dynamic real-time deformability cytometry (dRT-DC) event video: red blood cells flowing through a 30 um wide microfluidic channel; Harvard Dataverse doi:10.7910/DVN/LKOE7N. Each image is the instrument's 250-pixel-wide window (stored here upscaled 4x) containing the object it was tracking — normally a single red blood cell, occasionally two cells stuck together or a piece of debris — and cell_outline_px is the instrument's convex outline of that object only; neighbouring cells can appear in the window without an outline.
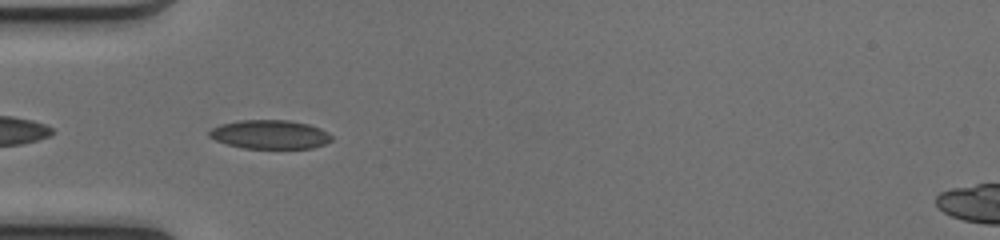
{"species": "common noctule bat (a hibernating species)", "species_latin": "Nyctalus noctula", "temperature_condition": "cold", "stored_images_in_passage": 47, "camera_frame_rate_fps": 3000, "um_per_image_px": 0.085, "animal": {"sex": "female", "body_mass_g": 17.0, "forearm_length_mm": 48.0}, "frame": {"image": 1, "passage_image": 16, "time_ms": 5.0, "image_size_px": [1000, 240], "cell_outline_px": [[332, 140], [324, 144], [312, 148], [244, 148], [228, 144], [216, 140], [208, 136], [208, 132], [212, 128], [220, 124], [236, 120], [288, 120], [308, 124], [320, 128], [332, 136]], "centroid_in_image_um": [22.92, 11.42], "position_along_channel_um": 62.1, "area_um2": 20.52}}
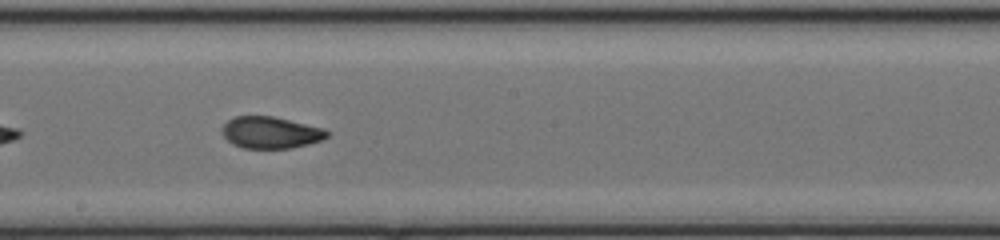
{"frame": {"image": 2, "passage_image": 28, "time_ms": 9.0, "image_size_px": [1000, 240], "cell_outline_px": [[328, 136], [320, 140], [308, 144], [292, 148], [244, 148], [232, 144], [224, 136], [224, 124], [228, 120], [236, 116], [272, 116], [324, 128], [328, 132]], "centroid_in_image_um": [23.01, 11.27], "position_along_channel_um": 225.2, "area_um2": 19.13}}
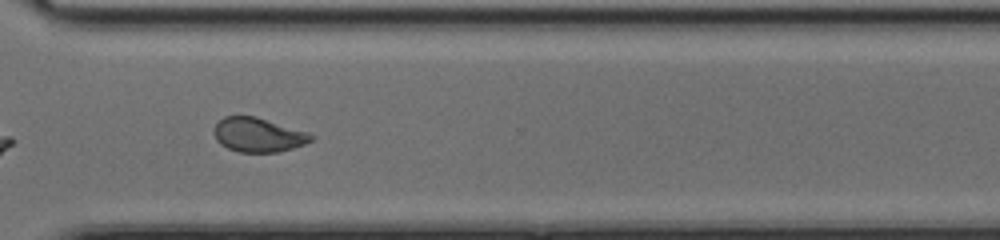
{"frame": {"image": 3, "passage_image": 37, "time_ms": 12.0, "image_size_px": [1000, 240], "cell_outline_px": [[312, 140], [304, 144], [280, 152], [240, 152], [228, 148], [220, 144], [216, 140], [212, 132], [212, 128], [224, 116], [256, 116], [308, 132], [312, 136]], "centroid_in_image_um": [21.9, 11.46], "position_along_channel_um": 348.7, "area_um2": 19.42}, "authors_computed_cell_mechanics": {"area_um2": 20.7502, "velocity_mm_per_s": 4.1183, "shape_relaxation_time_tau1_ms": 11.2878, "shape_relaxation_time_tau2_ms": 1.1506, "deformation_change_tau1": 0.2385, "deformation_change_tau2": 0.0578}}